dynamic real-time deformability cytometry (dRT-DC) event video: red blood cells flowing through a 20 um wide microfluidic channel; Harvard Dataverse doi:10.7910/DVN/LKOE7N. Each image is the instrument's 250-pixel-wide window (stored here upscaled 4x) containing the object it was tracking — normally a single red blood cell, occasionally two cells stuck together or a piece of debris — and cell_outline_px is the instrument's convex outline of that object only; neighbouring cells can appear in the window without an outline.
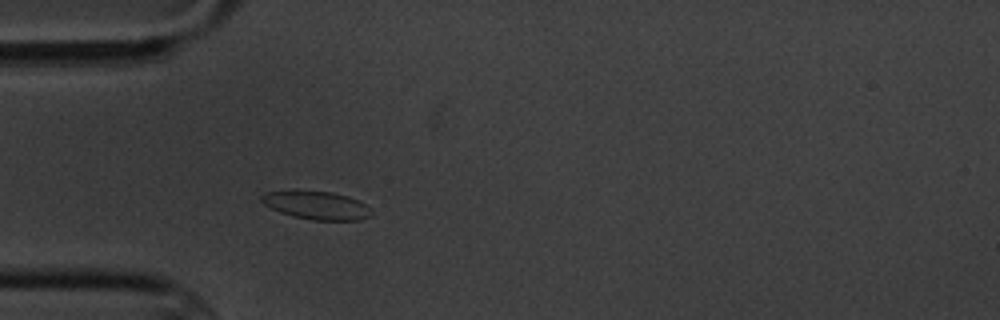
{"species": "common noctule bat (a hibernating species)", "species_latin": "Nyctalus noctula", "temperature_condition": "cold", "stored_images_in_passage": 3, "camera_frame_rate_fps": 3000, "um_per_image_px": 0.085, "animal": {"sex": "male", "body_mass_g": 20.1, "forearm_length_mm": 53.5}, "frame": {"image": 1, "passage_image": 3, "time_ms": 3.333, "image_size_px": [1000, 320], "cell_outline_px": [[372, 212], [368, 216], [360, 220], [312, 220], [292, 216], [280, 212], [264, 204], [260, 200], [260, 196], [268, 192], [332, 192], [348, 196], [364, 204]], "centroid_in_image_um": [26.91, 17.47], "position_along_channel_um": 58.1, "area_um2": 17.46}}